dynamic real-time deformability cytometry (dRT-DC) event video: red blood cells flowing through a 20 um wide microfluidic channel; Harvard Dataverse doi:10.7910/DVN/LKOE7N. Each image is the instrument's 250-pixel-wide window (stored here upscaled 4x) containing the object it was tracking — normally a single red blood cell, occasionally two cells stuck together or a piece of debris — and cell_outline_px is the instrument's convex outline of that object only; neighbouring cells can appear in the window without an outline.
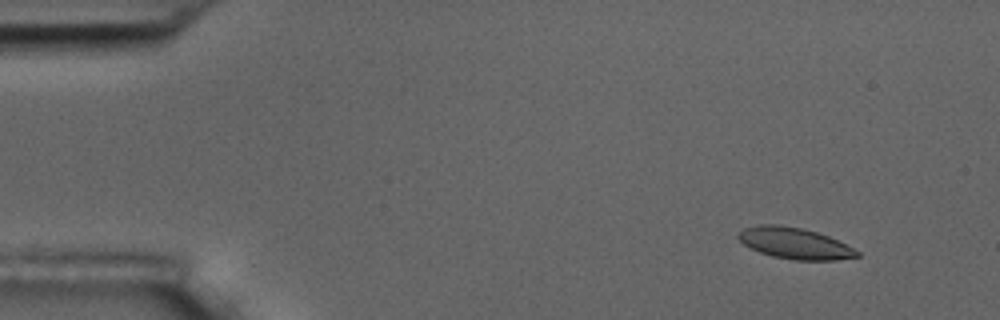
{"species": "common noctule bat (a hibernating species)", "species_latin": "Nyctalus noctula", "temperature_condition": "room temperature", "stored_images_in_passage": 4, "camera_frame_rate_fps": 3000, "um_per_image_px": 0.085, "animal": {"sex": "male", "body_mass_g": 17.5, "forearm_length_mm": 52.3}, "frame": {"image": 1, "passage_image": 1, "time_ms": 0.0, "image_size_px": [1000, 320], "cell_outline_px": [[860, 256], [836, 260], [796, 260], [772, 256], [760, 252], [744, 244], [736, 236], [744, 228], [760, 224], [780, 224], [800, 228], [816, 232], [828, 236], [860, 252]], "centroid_in_image_um": [67.53, 20.67], "position_along_channel_um": 17.5, "area_um2": 21.33}}
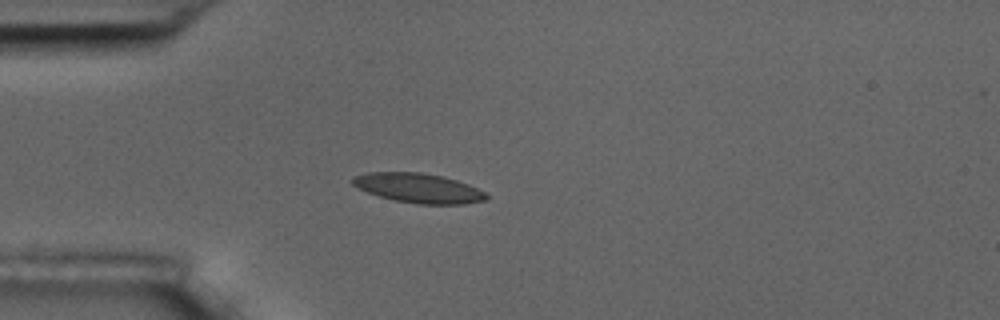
{"frame": {"image": 2, "passage_image": 4, "time_ms": 3.333, "image_size_px": [1000, 320], "cell_outline_px": [[488, 200], [464, 204], [416, 204], [396, 200], [380, 196], [368, 192], [352, 184], [348, 180], [352, 176], [368, 172], [420, 172], [444, 176], [468, 184], [484, 192], [488, 196]], "centroid_in_image_um": [35.56, 15.98], "position_along_channel_um": 49.4, "area_um2": 23.06}}